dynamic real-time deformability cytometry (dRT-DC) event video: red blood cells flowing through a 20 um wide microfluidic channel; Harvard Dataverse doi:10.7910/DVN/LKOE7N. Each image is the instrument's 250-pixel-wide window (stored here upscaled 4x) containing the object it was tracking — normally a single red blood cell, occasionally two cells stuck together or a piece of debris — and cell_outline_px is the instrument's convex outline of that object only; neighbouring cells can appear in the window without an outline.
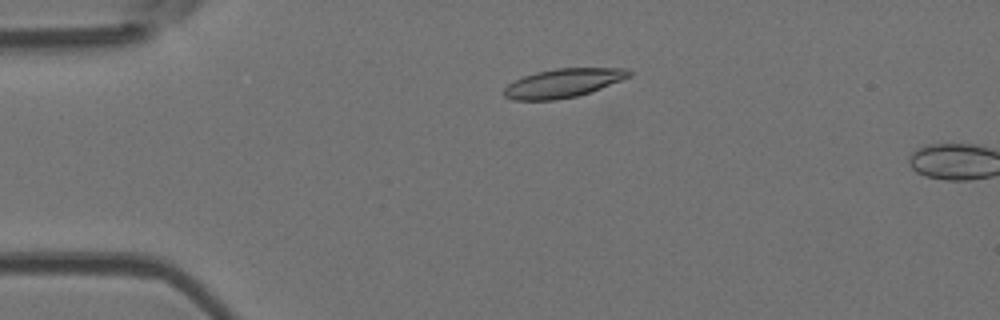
{"species": "Egyptian fruit bat (a non-hibernating species)", "species_latin": "Rousettus aegyptiacus", "temperature_condition": "room temperature", "stored_images_in_passage": 5, "camera_frame_rate_fps": 3000, "um_per_image_px": 0.085, "animal": {"sex": "female"}, "frame": {"image": 1, "passage_image": 4, "time_ms": 1.0, "image_size_px": [1000, 320], "cell_outline_px": [[632, 76], [600, 88], [576, 96], [556, 100], [512, 100], [504, 96], [504, 88], [508, 84], [524, 76], [536, 72], [556, 68], [628, 68], [632, 72]], "centroid_in_image_um": [47.87, 7.05], "position_along_channel_um": 37.1, "area_um2": 20.87}}